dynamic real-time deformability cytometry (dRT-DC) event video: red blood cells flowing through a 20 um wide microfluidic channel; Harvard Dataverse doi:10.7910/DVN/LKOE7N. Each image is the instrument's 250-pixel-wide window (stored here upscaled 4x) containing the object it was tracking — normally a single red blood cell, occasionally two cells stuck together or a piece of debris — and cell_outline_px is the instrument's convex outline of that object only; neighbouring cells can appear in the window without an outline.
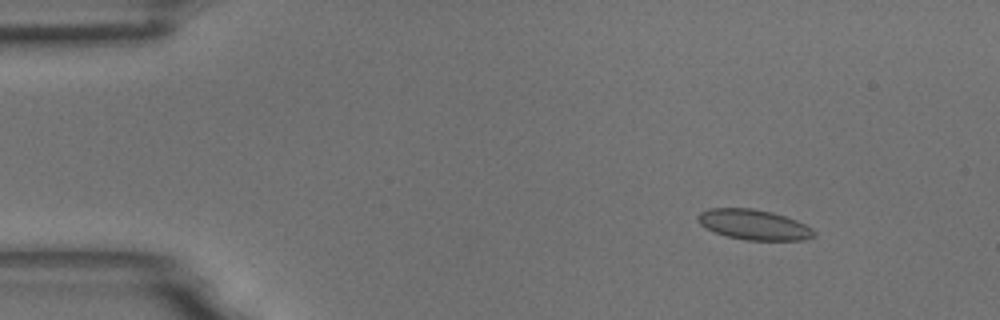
{"species": "common noctule bat (a hibernating species)", "species_latin": "Nyctalus noctula", "temperature_condition": "room temperature", "stored_images_in_passage": 6, "camera_frame_rate_fps": 3000, "um_per_image_px": 0.085, "animal": {"sex": "male", "body_mass_g": 18.8}, "frame": {"image": 1, "passage_image": 3, "time_ms": 0.667, "image_size_px": [1000, 320], "cell_outline_px": [[816, 236], [804, 240], [748, 240], [728, 236], [716, 232], [700, 224], [696, 220], [696, 216], [700, 212], [708, 208], [752, 208], [772, 212], [796, 220], [812, 228], [816, 232]], "centroid_in_image_um": [64.08, 19.09], "position_along_channel_um": 20.9, "area_um2": 20.4}}
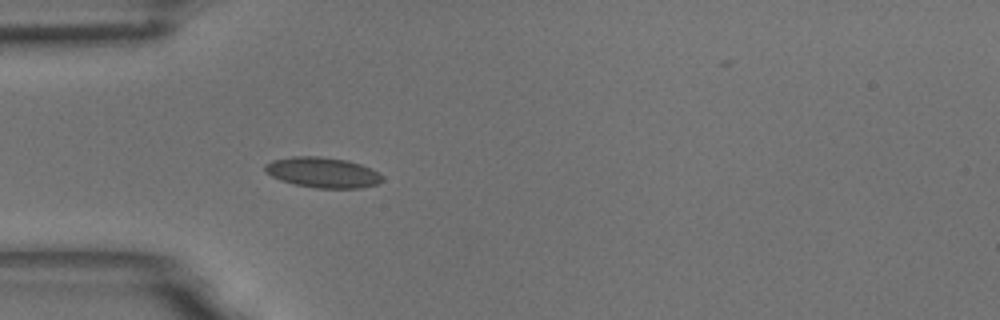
{"frame": {"image": 2, "passage_image": 6, "time_ms": 1.667, "image_size_px": [1000, 320], "cell_outline_px": [[384, 180], [376, 184], [360, 188], [316, 188], [292, 184], [280, 180], [264, 172], [264, 164], [272, 160], [292, 156], [320, 156], [348, 160], [360, 164], [384, 176]], "centroid_in_image_um": [27.38, 14.66], "position_along_channel_um": 57.6, "area_um2": 20.92}}